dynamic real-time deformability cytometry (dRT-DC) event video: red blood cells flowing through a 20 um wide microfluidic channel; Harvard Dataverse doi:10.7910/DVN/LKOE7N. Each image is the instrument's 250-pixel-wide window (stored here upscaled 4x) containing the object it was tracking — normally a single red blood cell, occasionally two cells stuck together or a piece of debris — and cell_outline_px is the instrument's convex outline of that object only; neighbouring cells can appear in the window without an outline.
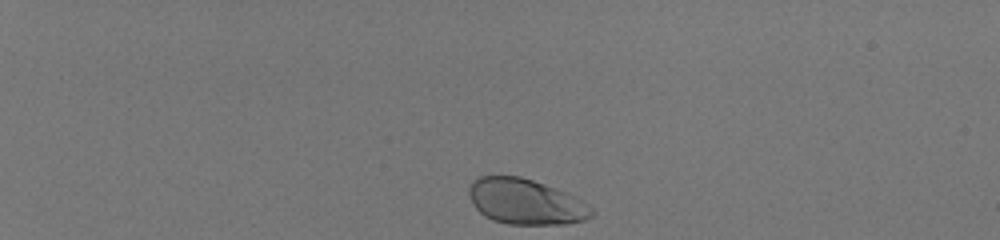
{"species": "human", "species_latin": "Homo sapiens", "temperature_condition": "room temperature", "stored_images_in_passage": 38, "camera_frame_rate_fps": 3000, "um_per_image_px": 0.085, "donor": {"sex": "male"}, "frame": {"image": 1, "passage_image": 1, "time_ms": 0.0, "image_size_px": [1000, 240], "cell_outline_px": [[592, 216], [584, 220], [568, 224], [508, 224], [492, 220], [484, 216], [476, 208], [468, 192], [468, 188], [472, 180], [480, 176], [520, 176], [544, 184], [576, 196], [592, 208]], "centroid_in_image_um": [44.67, 17.14], "position_along_channel_um": 40.3, "area_um2": 32.48}}
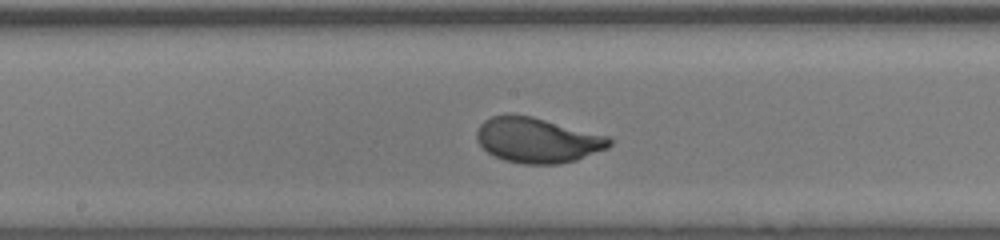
{"frame": {"image": 2, "passage_image": 21, "time_ms": 6.667, "image_size_px": [1000, 240], "cell_outline_px": [[612, 144], [608, 148], [576, 160], [560, 164], [524, 164], [504, 160], [488, 152], [476, 140], [476, 132], [480, 124], [484, 120], [492, 116], [508, 112], [532, 116], [608, 136], [612, 140]], "centroid_in_image_um": [45.66, 11.9], "position_along_channel_um": 202.5, "area_um2": 35.14}}
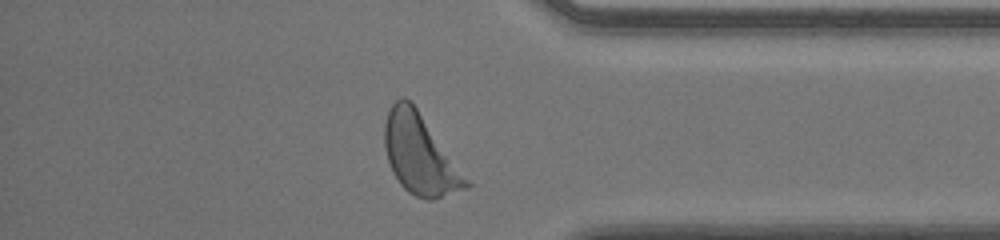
{"frame": {"image": 3, "passage_image": 36, "time_ms": 11.667, "image_size_px": [1000, 240], "cell_outline_px": [[472, 184], [468, 188], [432, 200], [428, 200], [416, 196], [408, 192], [400, 184], [392, 172], [388, 160], [384, 144], [384, 124], [388, 112], [392, 104], [400, 96], [404, 96], [412, 100]], "centroid_in_image_um": [35.69, 13.1], "position_along_channel_um": 399.5, "area_um2": 38.03}, "authors_computed_cell_mechanics": {"area_um2": 33.4951, "velocity_mm_per_s": 4.0306, "shape_relaxation_time_tau1_ms": 2.1307, "shape_relaxation_time_tau2_ms": null, "deformation_change_tau1": 0.1475, "deformation_change_tau2": null}}